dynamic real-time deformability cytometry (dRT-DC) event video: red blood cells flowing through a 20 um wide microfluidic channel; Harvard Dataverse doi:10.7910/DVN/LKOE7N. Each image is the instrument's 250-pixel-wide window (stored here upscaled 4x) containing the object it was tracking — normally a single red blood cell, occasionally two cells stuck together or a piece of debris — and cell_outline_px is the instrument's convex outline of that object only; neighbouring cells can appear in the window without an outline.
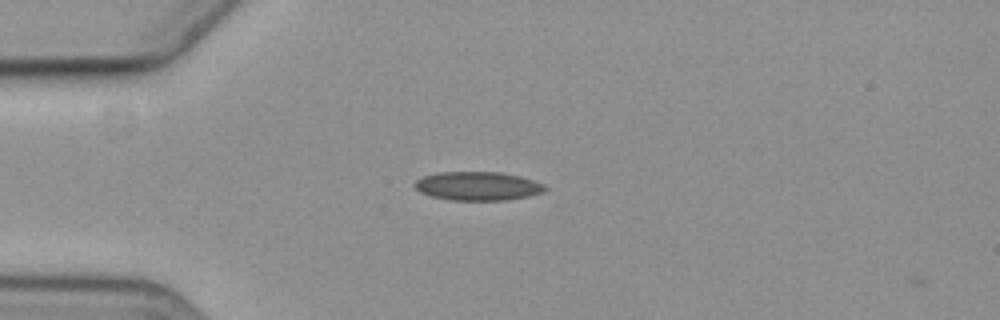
{"species": "common noctule bat (a hibernating species)", "species_latin": "Nyctalus noctula", "temperature_condition": "cold", "stored_images_in_passage": 3, "camera_frame_rate_fps": 3000, "um_per_image_px": 0.085, "animal": {"sex": "female", "body_mass_g": 19.3, "forearm_length_mm": 54.1}, "frame": {"image": 1, "passage_image": 1, "time_ms": 0.0, "image_size_px": [1000, 320], "cell_outline_px": [[548, 188], [544, 192], [528, 196], [504, 200], [448, 200], [432, 196], [420, 192], [412, 184], [416, 180], [424, 176], [440, 172], [500, 172], [520, 176], [544, 184]], "centroid_in_image_um": [40.61, 15.81], "position_along_channel_um": 44.4, "area_um2": 21.79}}